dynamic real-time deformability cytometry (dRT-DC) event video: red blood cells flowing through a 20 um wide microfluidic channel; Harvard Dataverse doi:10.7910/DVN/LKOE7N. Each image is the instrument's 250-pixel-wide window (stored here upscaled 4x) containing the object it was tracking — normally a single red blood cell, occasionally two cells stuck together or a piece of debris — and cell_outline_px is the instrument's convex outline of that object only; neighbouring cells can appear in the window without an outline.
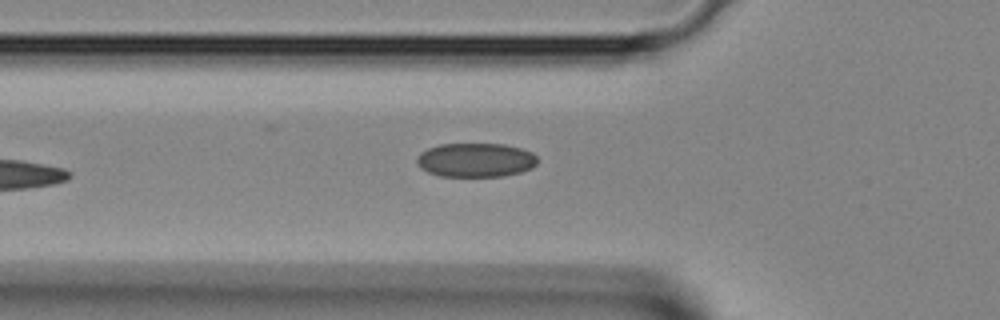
{"species": "Egyptian fruit bat (a non-hibernating species)", "species_latin": "Rousettus aegyptiacus", "temperature_condition": "room temperature", "stored_images_in_passage": 6, "camera_frame_rate_fps": 3000, "um_per_image_px": 0.085, "animal": {"sex": "female"}, "frame": {"image": 1, "passage_image": 5, "time_ms": 1.333, "image_size_px": [1000, 320], "cell_outline_px": [[536, 164], [532, 168], [520, 172], [504, 176], [440, 176], [428, 172], [420, 168], [416, 160], [416, 156], [420, 152], [428, 148], [440, 144], [504, 144], [520, 148], [532, 152], [536, 156]], "centroid_in_image_um": [40.4, 13.6], "position_along_channel_um": 85.4, "area_um2": 23.99}}